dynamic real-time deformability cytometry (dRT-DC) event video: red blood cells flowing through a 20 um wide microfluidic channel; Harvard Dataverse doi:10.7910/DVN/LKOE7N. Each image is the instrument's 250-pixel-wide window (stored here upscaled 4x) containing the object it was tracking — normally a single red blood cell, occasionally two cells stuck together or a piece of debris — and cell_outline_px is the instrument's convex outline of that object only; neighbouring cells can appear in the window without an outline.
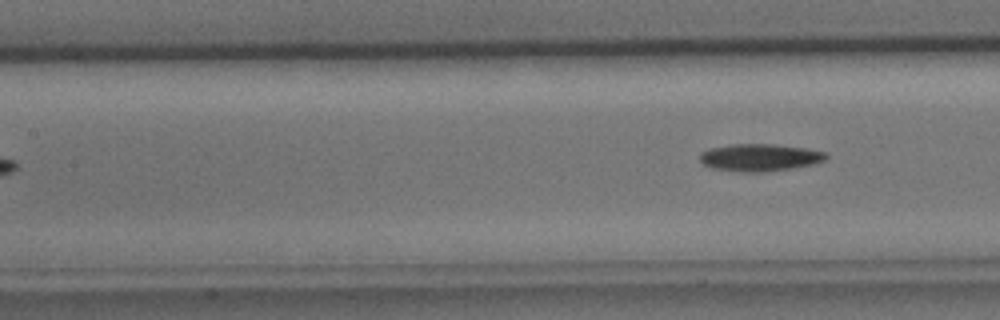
{"species": "common noctule bat (a hibernating species)", "species_latin": "Nyctalus noctula", "temperature_condition": "cold", "stored_images_in_passage": 6, "segment_of_instrument_passage": [2, 2], "camera_frame_rate_fps": 3000, "um_per_image_px": 0.085, "animal": {"sex": "male", "body_mass_g": 15.6}, "frame": {"image": 1, "passage_image": 6, "time_ms": 6.0, "image_size_px": [1000, 320], "cell_outline_px": [[828, 156], [824, 160], [816, 164], [792, 168], [764, 172], [740, 172], [712, 168], [704, 164], [700, 160], [700, 152], [708, 148], [732, 144], [776, 144], [804, 148], [828, 152]], "centroid_in_image_um": [64.59, 13.38], "position_along_channel_um": 142.8, "area_um2": 20.29}}